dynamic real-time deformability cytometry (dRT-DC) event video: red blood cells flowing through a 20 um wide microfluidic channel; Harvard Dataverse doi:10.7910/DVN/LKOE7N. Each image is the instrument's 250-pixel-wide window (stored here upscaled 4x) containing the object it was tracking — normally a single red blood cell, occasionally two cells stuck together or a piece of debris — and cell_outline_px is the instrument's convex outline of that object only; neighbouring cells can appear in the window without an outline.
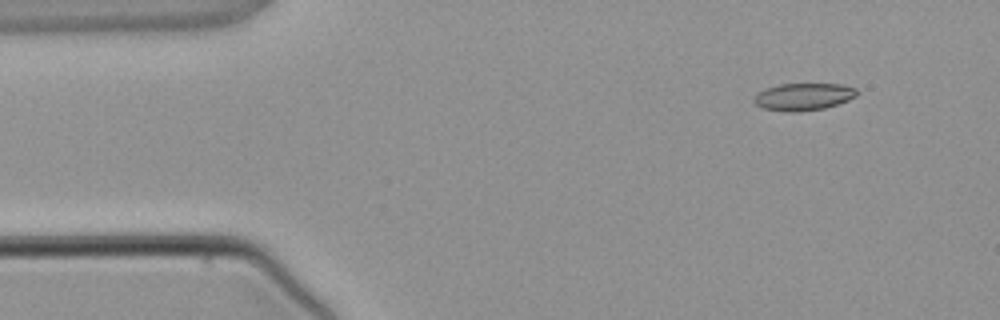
{"species": "common noctule bat (a hibernating species)", "species_latin": "Nyctalus noctula", "temperature_condition": "warm", "stored_images_in_passage": 3, "camera_frame_rate_fps": 3000, "um_per_image_px": 0.085, "animal": {"sex": "male", "body_mass_g": 21.5, "forearm_length_mm": 52.0}, "frame": {"image": 1, "passage_image": 1, "time_ms": 0.0, "image_size_px": [1000, 320], "cell_outline_px": [[860, 92], [856, 96], [848, 100], [824, 108], [796, 112], [792, 112], [764, 108], [756, 104], [752, 100], [752, 96], [756, 92], [780, 84], [844, 84], [856, 88]], "centroid_in_image_um": [68.3, 8.21], "position_along_channel_um": 16.7, "area_um2": 16.36}}
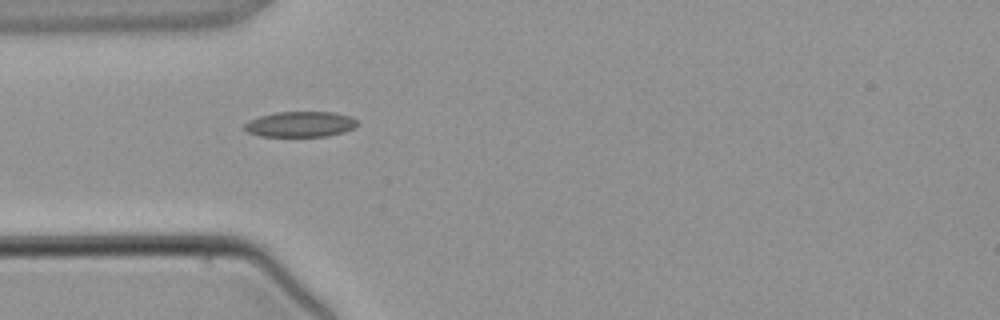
{"frame": {"image": 2, "passage_image": 3, "time_ms": 2.667, "image_size_px": [1000, 320], "cell_outline_px": [[360, 124], [344, 132], [328, 136], [260, 136], [248, 132], [244, 128], [244, 124], [248, 120], [260, 116], [276, 112], [336, 112], [352, 116]], "centroid_in_image_um": [25.55, 10.55], "position_along_channel_um": 59.4, "area_um2": 16.88}}